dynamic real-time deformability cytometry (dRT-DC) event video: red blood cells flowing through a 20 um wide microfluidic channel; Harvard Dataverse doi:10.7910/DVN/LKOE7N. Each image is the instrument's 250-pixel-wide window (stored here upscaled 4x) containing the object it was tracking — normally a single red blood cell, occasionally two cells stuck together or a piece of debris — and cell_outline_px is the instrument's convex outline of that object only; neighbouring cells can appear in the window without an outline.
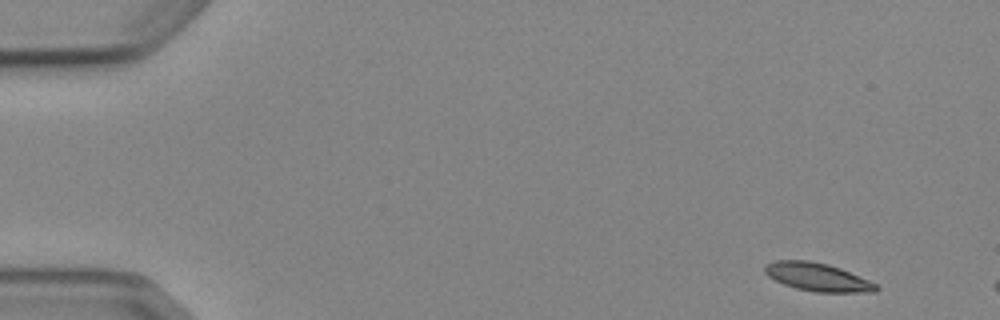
{"species": "Egyptian fruit bat (a non-hibernating species)", "species_latin": "Rousettus aegyptiacus", "temperature_condition": "cold", "stored_images_in_passage": 4, "camera_frame_rate_fps": 3000, "um_per_image_px": 0.085, "animal": {"sex": "female"}, "frame": {"image": 1, "passage_image": 1, "time_ms": 0.0, "image_size_px": [1000, 320], "cell_outline_px": [[880, 288], [876, 292], [816, 292], [796, 288], [784, 284], [768, 276], [764, 272], [764, 264], [776, 260], [808, 260], [828, 264], [840, 268], [868, 280], [876, 284]], "centroid_in_image_um": [69.47, 23.54], "position_along_channel_um": 15.5, "area_um2": 18.21}}